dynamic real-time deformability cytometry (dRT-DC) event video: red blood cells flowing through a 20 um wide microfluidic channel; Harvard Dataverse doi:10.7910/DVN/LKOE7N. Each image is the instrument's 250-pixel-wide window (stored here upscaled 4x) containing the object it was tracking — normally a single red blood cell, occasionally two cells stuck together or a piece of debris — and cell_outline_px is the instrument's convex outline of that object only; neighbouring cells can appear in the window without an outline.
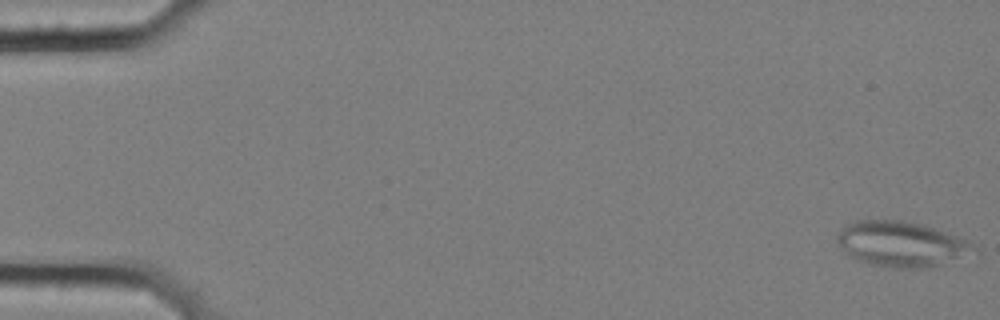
{"species": "common noctule bat (a hibernating species)", "species_latin": "Nyctalus noctula", "temperature_condition": "cold", "stored_images_in_passage": 57, "camera_frame_rate_fps": 3000, "um_per_image_px": 0.085, "animal": {"sex": "female", "body_mass_g": 25.1}, "frame": {"image": 1, "passage_image": 1, "time_ms": 0.0, "image_size_px": [1000, 320], "cell_outline_px": [[972, 248], [940, 264], [928, 268], [892, 268], [868, 264], [856, 260], [836, 240], [836, 236], [848, 224], [856, 220], [900, 220], [920, 224], [932, 228], [964, 240]], "centroid_in_image_um": [76.43, 20.74], "position_along_channel_um": 8.6, "area_um2": 34.33}}
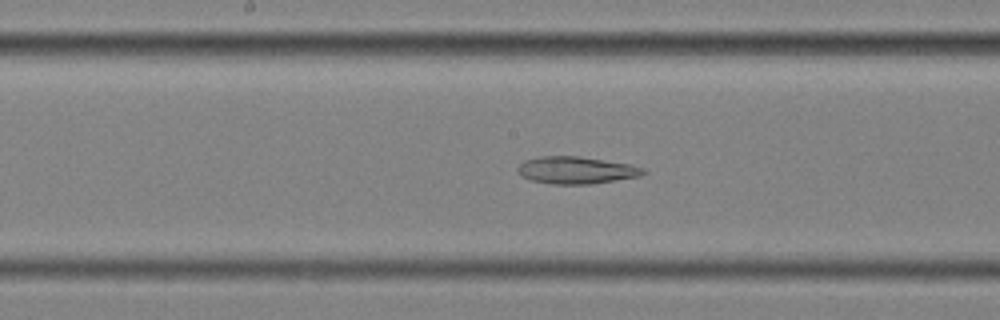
{"frame": {"image": 2, "passage_image": 30, "time_ms": 9.667, "image_size_px": [1000, 320], "cell_outline_px": [[648, 172], [640, 176], [592, 184], [552, 184], [532, 180], [520, 176], [516, 168], [524, 160], [540, 156], [580, 156], [632, 164], [644, 168]], "centroid_in_image_um": [48.99, 14.46], "position_along_channel_um": 199.2, "area_um2": 20.11}}
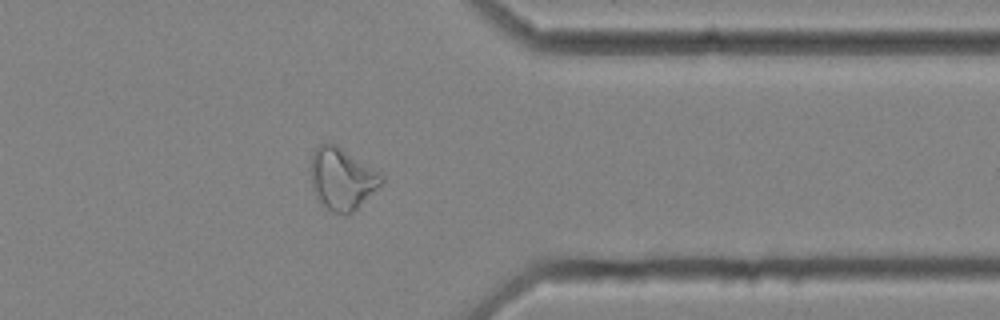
{"frame": {"image": 3, "passage_image": 46, "time_ms": 15.0, "image_size_px": [1000, 320], "cell_outline_px": [[384, 180], [348, 216], [344, 216], [332, 212], [320, 200], [312, 188], [312, 152], [320, 144], [336, 144], [380, 172], [384, 176]], "centroid_in_image_um": [29.08, 15.19], "position_along_channel_um": 382.3, "area_um2": 24.91}}